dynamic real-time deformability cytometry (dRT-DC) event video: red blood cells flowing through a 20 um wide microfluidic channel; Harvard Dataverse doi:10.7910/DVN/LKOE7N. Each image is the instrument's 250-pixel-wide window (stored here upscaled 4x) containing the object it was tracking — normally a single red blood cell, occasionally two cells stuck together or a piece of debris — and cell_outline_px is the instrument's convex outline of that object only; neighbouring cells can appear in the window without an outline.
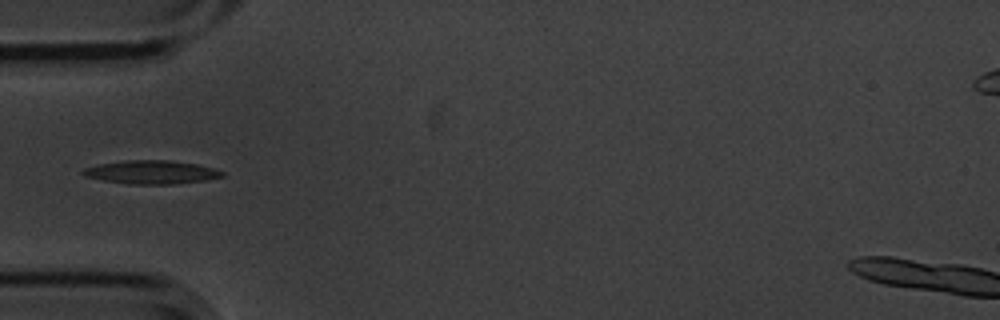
{"species": "common noctule bat (a hibernating species)", "species_latin": "Nyctalus noctula", "temperature_condition": "cold", "stored_images_in_passage": 15, "segment_of_instrument_passage": [1, 2], "camera_frame_rate_fps": 3000, "um_per_image_px": 0.085, "animal": {"sex": "male", "body_mass_g": 20.1, "forearm_length_mm": 53.5}, "frame": {"image": 1, "passage_image": 4, "time_ms": 1.0, "image_size_px": [1000, 320], "cell_outline_px": [[224, 176], [208, 180], [172, 184], [128, 184], [104, 180], [84, 176], [80, 172], [84, 168], [100, 164], [124, 160], [172, 160], [196, 164], [212, 168], [224, 172]], "centroid_in_image_um": [12.87, 14.63], "position_along_channel_um": 72.1, "area_um2": 19.02}}
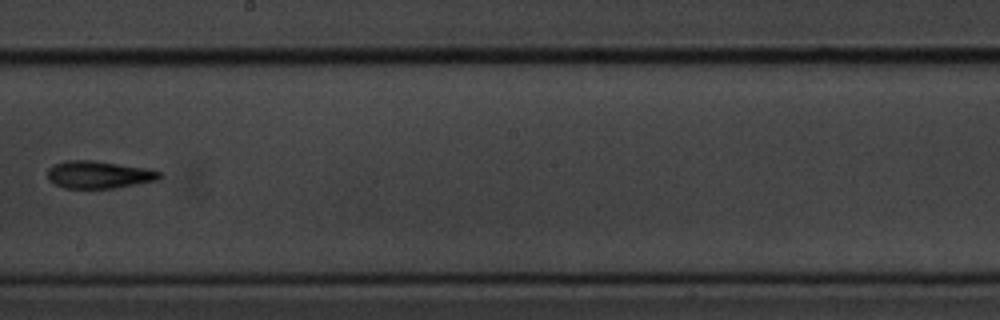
{"frame": {"image": 2, "passage_image": 8, "time_ms": 2.333, "image_size_px": [1000, 320], "cell_outline_px": [[160, 180], [116, 188], [64, 188], [48, 180], [48, 168], [64, 160], [92, 160], [148, 168], [160, 172]], "centroid_in_image_um": [8.41, 14.85], "position_along_channel_um": 239.8, "area_um2": 17.98}}
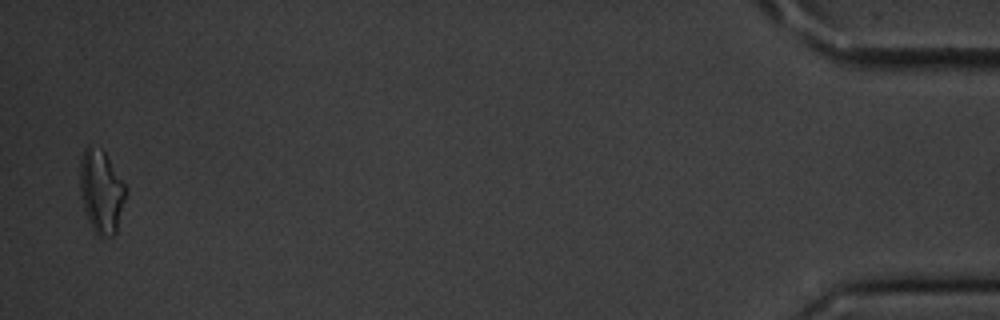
{"frame": {"image": 3, "passage_image": 14, "time_ms": 4.333, "image_size_px": [1000, 320], "cell_outline_px": [[128, 192], [116, 232], [112, 236], [100, 240], [92, 228], [88, 220], [80, 196], [80, 160], [84, 148], [88, 144], [100, 148], [104, 152], [128, 188]], "centroid_in_image_um": [8.62, 16.3], "position_along_channel_um": 426.6, "area_um2": 22.66}}